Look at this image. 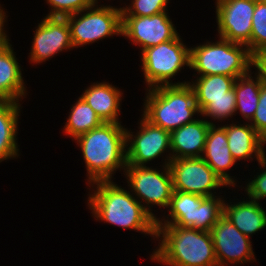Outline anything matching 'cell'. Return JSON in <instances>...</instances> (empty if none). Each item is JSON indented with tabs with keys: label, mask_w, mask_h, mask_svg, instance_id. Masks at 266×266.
I'll return each mask as SVG.
<instances>
[{
	"label": "cell",
	"mask_w": 266,
	"mask_h": 266,
	"mask_svg": "<svg viewBox=\"0 0 266 266\" xmlns=\"http://www.w3.org/2000/svg\"><path fill=\"white\" fill-rule=\"evenodd\" d=\"M91 186L96 187L88 197L93 218L156 238L157 220L133 196V193L127 192L113 180L97 181L88 185Z\"/></svg>",
	"instance_id": "1"
},
{
	"label": "cell",
	"mask_w": 266,
	"mask_h": 266,
	"mask_svg": "<svg viewBox=\"0 0 266 266\" xmlns=\"http://www.w3.org/2000/svg\"><path fill=\"white\" fill-rule=\"evenodd\" d=\"M75 140L85 161L87 185L112 180L118 169H125L126 128L121 123L103 122Z\"/></svg>",
	"instance_id": "2"
},
{
	"label": "cell",
	"mask_w": 266,
	"mask_h": 266,
	"mask_svg": "<svg viewBox=\"0 0 266 266\" xmlns=\"http://www.w3.org/2000/svg\"><path fill=\"white\" fill-rule=\"evenodd\" d=\"M156 238L160 245L150 256L154 262L167 266H218L211 232L157 224Z\"/></svg>",
	"instance_id": "3"
},
{
	"label": "cell",
	"mask_w": 266,
	"mask_h": 266,
	"mask_svg": "<svg viewBox=\"0 0 266 266\" xmlns=\"http://www.w3.org/2000/svg\"><path fill=\"white\" fill-rule=\"evenodd\" d=\"M146 91L143 117L170 133L194 121V114L200 113L195 93L188 83L159 86Z\"/></svg>",
	"instance_id": "4"
},
{
	"label": "cell",
	"mask_w": 266,
	"mask_h": 266,
	"mask_svg": "<svg viewBox=\"0 0 266 266\" xmlns=\"http://www.w3.org/2000/svg\"><path fill=\"white\" fill-rule=\"evenodd\" d=\"M253 55L247 46L219 37V41L190 47V69L198 75H226L235 79L248 74Z\"/></svg>",
	"instance_id": "5"
},
{
	"label": "cell",
	"mask_w": 266,
	"mask_h": 266,
	"mask_svg": "<svg viewBox=\"0 0 266 266\" xmlns=\"http://www.w3.org/2000/svg\"><path fill=\"white\" fill-rule=\"evenodd\" d=\"M141 59L147 90L188 83V81L173 83L171 80L182 67L190 68V48L184 45L180 35L173 40L146 48L141 52Z\"/></svg>",
	"instance_id": "6"
},
{
	"label": "cell",
	"mask_w": 266,
	"mask_h": 266,
	"mask_svg": "<svg viewBox=\"0 0 266 266\" xmlns=\"http://www.w3.org/2000/svg\"><path fill=\"white\" fill-rule=\"evenodd\" d=\"M65 18L70 27L71 42L74 48L92 44L105 37L122 36V7L92 5L90 8L65 16Z\"/></svg>",
	"instance_id": "7"
},
{
	"label": "cell",
	"mask_w": 266,
	"mask_h": 266,
	"mask_svg": "<svg viewBox=\"0 0 266 266\" xmlns=\"http://www.w3.org/2000/svg\"><path fill=\"white\" fill-rule=\"evenodd\" d=\"M162 171L149 166L127 165L123 172L128 179L131 192H135V198L157 220L152 211L153 205L162 208L169 207L173 192L172 176L168 165L163 166ZM141 200V201H140ZM151 204V206H150ZM146 205V206H145Z\"/></svg>",
	"instance_id": "8"
},
{
	"label": "cell",
	"mask_w": 266,
	"mask_h": 266,
	"mask_svg": "<svg viewBox=\"0 0 266 266\" xmlns=\"http://www.w3.org/2000/svg\"><path fill=\"white\" fill-rule=\"evenodd\" d=\"M168 166L173 190L211 197L214 196L212 190L228 187L202 157L172 159Z\"/></svg>",
	"instance_id": "9"
},
{
	"label": "cell",
	"mask_w": 266,
	"mask_h": 266,
	"mask_svg": "<svg viewBox=\"0 0 266 266\" xmlns=\"http://www.w3.org/2000/svg\"><path fill=\"white\" fill-rule=\"evenodd\" d=\"M255 0H216L220 38L248 47L251 53L252 17Z\"/></svg>",
	"instance_id": "10"
},
{
	"label": "cell",
	"mask_w": 266,
	"mask_h": 266,
	"mask_svg": "<svg viewBox=\"0 0 266 266\" xmlns=\"http://www.w3.org/2000/svg\"><path fill=\"white\" fill-rule=\"evenodd\" d=\"M168 12L152 16H122V35L141 51L175 39L179 33Z\"/></svg>",
	"instance_id": "11"
},
{
	"label": "cell",
	"mask_w": 266,
	"mask_h": 266,
	"mask_svg": "<svg viewBox=\"0 0 266 266\" xmlns=\"http://www.w3.org/2000/svg\"><path fill=\"white\" fill-rule=\"evenodd\" d=\"M139 123L140 130L135 135L126 128L127 165L146 166L171 149L169 131L151 124L143 116Z\"/></svg>",
	"instance_id": "12"
},
{
	"label": "cell",
	"mask_w": 266,
	"mask_h": 266,
	"mask_svg": "<svg viewBox=\"0 0 266 266\" xmlns=\"http://www.w3.org/2000/svg\"><path fill=\"white\" fill-rule=\"evenodd\" d=\"M210 232L218 266L256 260L250 238L240 232L224 215L217 220Z\"/></svg>",
	"instance_id": "13"
},
{
	"label": "cell",
	"mask_w": 266,
	"mask_h": 266,
	"mask_svg": "<svg viewBox=\"0 0 266 266\" xmlns=\"http://www.w3.org/2000/svg\"><path fill=\"white\" fill-rule=\"evenodd\" d=\"M29 53L32 63L40 64L63 50L73 49L70 27L65 17H47L38 23Z\"/></svg>",
	"instance_id": "14"
},
{
	"label": "cell",
	"mask_w": 266,
	"mask_h": 266,
	"mask_svg": "<svg viewBox=\"0 0 266 266\" xmlns=\"http://www.w3.org/2000/svg\"><path fill=\"white\" fill-rule=\"evenodd\" d=\"M213 122L195 119L170 133L171 149L163 165L172 159L202 157L208 130ZM167 160V161H166Z\"/></svg>",
	"instance_id": "15"
},
{
	"label": "cell",
	"mask_w": 266,
	"mask_h": 266,
	"mask_svg": "<svg viewBox=\"0 0 266 266\" xmlns=\"http://www.w3.org/2000/svg\"><path fill=\"white\" fill-rule=\"evenodd\" d=\"M204 155L202 159L213 169L214 173L221 178L228 187L236 186V181L228 174L227 169L235 165L230 149L226 130L216 125H211L205 142Z\"/></svg>",
	"instance_id": "16"
},
{
	"label": "cell",
	"mask_w": 266,
	"mask_h": 266,
	"mask_svg": "<svg viewBox=\"0 0 266 266\" xmlns=\"http://www.w3.org/2000/svg\"><path fill=\"white\" fill-rule=\"evenodd\" d=\"M226 130L228 139V147L233 159L251 160L256 157L259 162L265 155L264 145L266 141L256 132V130L248 124H225L222 126ZM255 156V157H254Z\"/></svg>",
	"instance_id": "17"
},
{
	"label": "cell",
	"mask_w": 266,
	"mask_h": 266,
	"mask_svg": "<svg viewBox=\"0 0 266 266\" xmlns=\"http://www.w3.org/2000/svg\"><path fill=\"white\" fill-rule=\"evenodd\" d=\"M25 82L10 39L0 46V101L21 100L27 94Z\"/></svg>",
	"instance_id": "18"
},
{
	"label": "cell",
	"mask_w": 266,
	"mask_h": 266,
	"mask_svg": "<svg viewBox=\"0 0 266 266\" xmlns=\"http://www.w3.org/2000/svg\"><path fill=\"white\" fill-rule=\"evenodd\" d=\"M123 93L120 88L108 82L93 83L82 93L81 97L96 112L103 122H119L120 104Z\"/></svg>",
	"instance_id": "19"
},
{
	"label": "cell",
	"mask_w": 266,
	"mask_h": 266,
	"mask_svg": "<svg viewBox=\"0 0 266 266\" xmlns=\"http://www.w3.org/2000/svg\"><path fill=\"white\" fill-rule=\"evenodd\" d=\"M231 203L224 201L223 215L244 235L250 238L266 227V211L259 202L248 199Z\"/></svg>",
	"instance_id": "20"
},
{
	"label": "cell",
	"mask_w": 266,
	"mask_h": 266,
	"mask_svg": "<svg viewBox=\"0 0 266 266\" xmlns=\"http://www.w3.org/2000/svg\"><path fill=\"white\" fill-rule=\"evenodd\" d=\"M20 107L17 101H0V162L19 157L16 134Z\"/></svg>",
	"instance_id": "21"
},
{
	"label": "cell",
	"mask_w": 266,
	"mask_h": 266,
	"mask_svg": "<svg viewBox=\"0 0 266 266\" xmlns=\"http://www.w3.org/2000/svg\"><path fill=\"white\" fill-rule=\"evenodd\" d=\"M192 193L173 190L168 207L167 219H157V224H173L179 227H191L197 220L198 208L206 199Z\"/></svg>",
	"instance_id": "22"
},
{
	"label": "cell",
	"mask_w": 266,
	"mask_h": 266,
	"mask_svg": "<svg viewBox=\"0 0 266 266\" xmlns=\"http://www.w3.org/2000/svg\"><path fill=\"white\" fill-rule=\"evenodd\" d=\"M196 78L188 84L193 88L200 112L210 103V99L231 98V88L236 80L234 77L214 74Z\"/></svg>",
	"instance_id": "23"
},
{
	"label": "cell",
	"mask_w": 266,
	"mask_h": 266,
	"mask_svg": "<svg viewBox=\"0 0 266 266\" xmlns=\"http://www.w3.org/2000/svg\"><path fill=\"white\" fill-rule=\"evenodd\" d=\"M253 78L251 71L236 78L234 82V92L236 95V112L239 110L244 120L249 122L253 119L258 106L262 81L255 74ZM255 79V80H254Z\"/></svg>",
	"instance_id": "24"
},
{
	"label": "cell",
	"mask_w": 266,
	"mask_h": 266,
	"mask_svg": "<svg viewBox=\"0 0 266 266\" xmlns=\"http://www.w3.org/2000/svg\"><path fill=\"white\" fill-rule=\"evenodd\" d=\"M102 123V119L80 96L77 102L71 107V111L69 112L67 122L63 129L66 135L75 140L82 134L100 126Z\"/></svg>",
	"instance_id": "25"
},
{
	"label": "cell",
	"mask_w": 266,
	"mask_h": 266,
	"mask_svg": "<svg viewBox=\"0 0 266 266\" xmlns=\"http://www.w3.org/2000/svg\"><path fill=\"white\" fill-rule=\"evenodd\" d=\"M223 206V197L215 195L207 197L198 208L197 220L190 228L210 232L223 215Z\"/></svg>",
	"instance_id": "26"
},
{
	"label": "cell",
	"mask_w": 266,
	"mask_h": 266,
	"mask_svg": "<svg viewBox=\"0 0 266 266\" xmlns=\"http://www.w3.org/2000/svg\"><path fill=\"white\" fill-rule=\"evenodd\" d=\"M266 48V2L255 0L252 17L251 54Z\"/></svg>",
	"instance_id": "27"
},
{
	"label": "cell",
	"mask_w": 266,
	"mask_h": 266,
	"mask_svg": "<svg viewBox=\"0 0 266 266\" xmlns=\"http://www.w3.org/2000/svg\"><path fill=\"white\" fill-rule=\"evenodd\" d=\"M236 114V95L231 88V98L210 99V103L200 112V115L215 120H226Z\"/></svg>",
	"instance_id": "28"
},
{
	"label": "cell",
	"mask_w": 266,
	"mask_h": 266,
	"mask_svg": "<svg viewBox=\"0 0 266 266\" xmlns=\"http://www.w3.org/2000/svg\"><path fill=\"white\" fill-rule=\"evenodd\" d=\"M169 0H131V6L122 7V16H152L167 10Z\"/></svg>",
	"instance_id": "29"
},
{
	"label": "cell",
	"mask_w": 266,
	"mask_h": 266,
	"mask_svg": "<svg viewBox=\"0 0 266 266\" xmlns=\"http://www.w3.org/2000/svg\"><path fill=\"white\" fill-rule=\"evenodd\" d=\"M51 7L47 17H65L78 13L92 5L88 0H46Z\"/></svg>",
	"instance_id": "30"
},
{
	"label": "cell",
	"mask_w": 266,
	"mask_h": 266,
	"mask_svg": "<svg viewBox=\"0 0 266 266\" xmlns=\"http://www.w3.org/2000/svg\"><path fill=\"white\" fill-rule=\"evenodd\" d=\"M260 167L263 168L259 175L254 176L252 181L248 182L245 186V191L247 192V197L249 199L255 200L258 202L260 199L266 198V154L258 162Z\"/></svg>",
	"instance_id": "31"
},
{
	"label": "cell",
	"mask_w": 266,
	"mask_h": 266,
	"mask_svg": "<svg viewBox=\"0 0 266 266\" xmlns=\"http://www.w3.org/2000/svg\"><path fill=\"white\" fill-rule=\"evenodd\" d=\"M256 132L266 141V84L262 83L259 102L253 119L249 122Z\"/></svg>",
	"instance_id": "32"
},
{
	"label": "cell",
	"mask_w": 266,
	"mask_h": 266,
	"mask_svg": "<svg viewBox=\"0 0 266 266\" xmlns=\"http://www.w3.org/2000/svg\"><path fill=\"white\" fill-rule=\"evenodd\" d=\"M261 81L266 84V48L253 55V65ZM256 67V68H255Z\"/></svg>",
	"instance_id": "33"
},
{
	"label": "cell",
	"mask_w": 266,
	"mask_h": 266,
	"mask_svg": "<svg viewBox=\"0 0 266 266\" xmlns=\"http://www.w3.org/2000/svg\"><path fill=\"white\" fill-rule=\"evenodd\" d=\"M4 9H1V5H0V46L4 45L8 40L9 37L8 35H6V31L4 30V26H5V19H6V13L5 11H3ZM8 37V38H7Z\"/></svg>",
	"instance_id": "34"
},
{
	"label": "cell",
	"mask_w": 266,
	"mask_h": 266,
	"mask_svg": "<svg viewBox=\"0 0 266 266\" xmlns=\"http://www.w3.org/2000/svg\"><path fill=\"white\" fill-rule=\"evenodd\" d=\"M91 5H97L98 0H88Z\"/></svg>",
	"instance_id": "35"
}]
</instances>
